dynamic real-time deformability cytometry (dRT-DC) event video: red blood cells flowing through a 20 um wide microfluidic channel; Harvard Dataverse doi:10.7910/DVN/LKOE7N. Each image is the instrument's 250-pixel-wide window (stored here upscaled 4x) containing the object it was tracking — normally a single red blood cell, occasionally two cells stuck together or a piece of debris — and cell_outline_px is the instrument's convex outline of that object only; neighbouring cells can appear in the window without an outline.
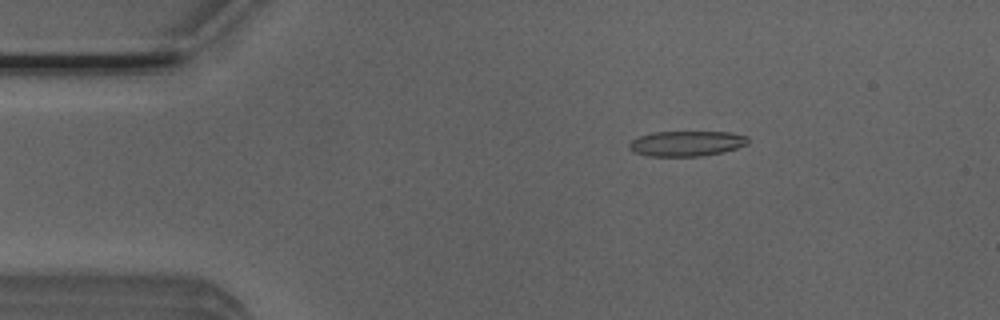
{"species": "Egyptian fruit bat (a non-hibernating species)", "species_latin": "Rousettus aegyptiacus", "temperature_condition": "room temperature", "stored_images_in_passage": 5, "camera_frame_rate_fps": 3000, "um_per_image_px": 0.085, "animal": {"sex": "male"}, "frame": {"image": 1, "passage_image": 3, "time_ms": 0.667, "image_size_px": [1000, 320], "cell_outline_px": [[748, 144], [724, 152], [700, 156], [648, 156], [636, 152], [628, 148], [628, 144], [632, 140], [640, 136], [652, 132], [732, 132], [748, 136]], "centroid_in_image_um": [58.38, 12.19], "position_along_channel_um": 26.6, "area_um2": 17.51}}